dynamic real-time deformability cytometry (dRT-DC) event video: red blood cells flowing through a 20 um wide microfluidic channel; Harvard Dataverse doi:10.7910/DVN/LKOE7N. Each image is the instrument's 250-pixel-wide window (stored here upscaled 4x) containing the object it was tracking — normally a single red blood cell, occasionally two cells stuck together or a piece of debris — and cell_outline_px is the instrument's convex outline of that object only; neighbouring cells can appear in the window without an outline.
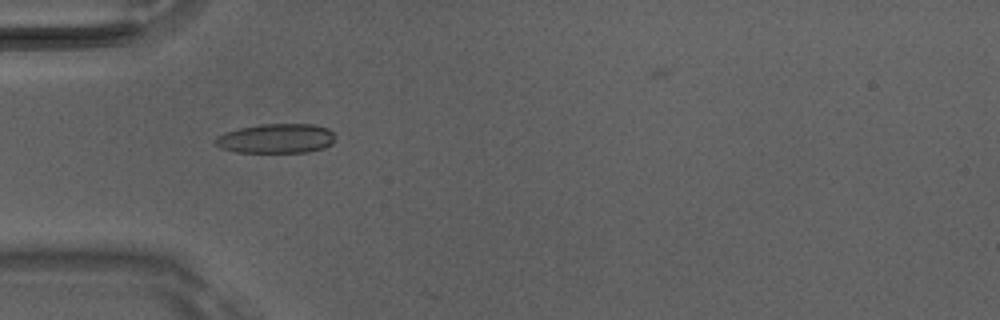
{"species": "Egyptian fruit bat (a non-hibernating species)", "species_latin": "Rousettus aegyptiacus", "temperature_condition": "room temperature", "stored_images_in_passage": 3, "camera_frame_rate_fps": 3000, "um_per_image_px": 0.085, "animal": {"sex": "male"}, "frame": {"image": 1, "passage_image": 1, "time_ms": 0.0, "image_size_px": [1000, 320], "cell_outline_px": [[332, 144], [324, 148], [308, 152], [236, 152], [220, 148], [212, 144], [212, 140], [216, 136], [240, 128], [260, 124], [312, 124], [328, 128], [332, 132]], "centroid_in_image_um": [23.42, 11.78], "position_along_channel_um": 61.6, "area_um2": 20.63}}